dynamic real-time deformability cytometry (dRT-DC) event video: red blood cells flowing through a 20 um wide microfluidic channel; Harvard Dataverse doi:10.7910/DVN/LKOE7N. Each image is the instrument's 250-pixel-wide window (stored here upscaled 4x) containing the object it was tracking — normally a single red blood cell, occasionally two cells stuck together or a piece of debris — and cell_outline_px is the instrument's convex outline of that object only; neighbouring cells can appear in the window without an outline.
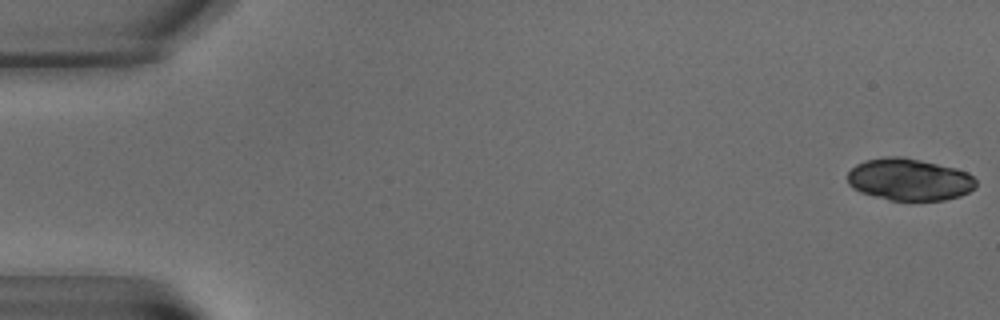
{"species": "common noctule bat (a hibernating species)", "species_latin": "Nyctalus noctula", "temperature_condition": "warm", "stored_images_in_passage": 5, "camera_frame_rate_fps": 3000, "um_per_image_px": 0.085, "animal": {"sex": "male", "body_mass_g": 15.6}, "frame": {"image": 1, "passage_image": 1, "time_ms": 0.0, "image_size_px": [1000, 320], "cell_outline_px": [[976, 188], [960, 196], [944, 200], [888, 200], [860, 192], [852, 188], [848, 184], [848, 172], [856, 164], [864, 160], [888, 156], [900, 156], [920, 160], [956, 168], [968, 172], [976, 180]], "centroid_in_image_um": [77.28, 15.26], "position_along_channel_um": 7.7, "area_um2": 31.62}}